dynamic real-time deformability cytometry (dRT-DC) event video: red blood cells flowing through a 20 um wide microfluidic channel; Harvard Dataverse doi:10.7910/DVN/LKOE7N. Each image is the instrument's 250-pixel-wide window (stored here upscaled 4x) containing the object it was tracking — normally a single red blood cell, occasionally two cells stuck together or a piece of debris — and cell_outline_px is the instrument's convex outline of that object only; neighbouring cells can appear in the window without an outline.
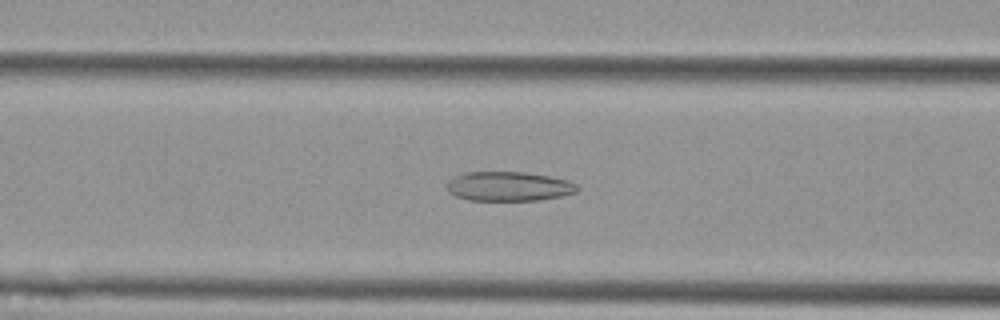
{"species": "Egyptian fruit bat (a non-hibernating species)", "species_latin": "Rousettus aegyptiacus", "temperature_condition": "cold", "stored_images_in_passage": 47, "camera_frame_rate_fps": 3000, "um_per_image_px": 0.085, "animal": {"sex": "female"}, "frame": {"image": 1, "passage_image": 15, "time_ms": 4.667, "image_size_px": [1000, 320], "cell_outline_px": [[580, 188], [576, 192], [560, 196], [536, 200], [468, 200], [456, 196], [448, 192], [448, 180], [464, 172], [524, 172], [548, 176], [568, 180], [576, 184]], "centroid_in_image_um": [43.24, 15.84], "position_along_channel_um": 123.4, "area_um2": 22.2}}
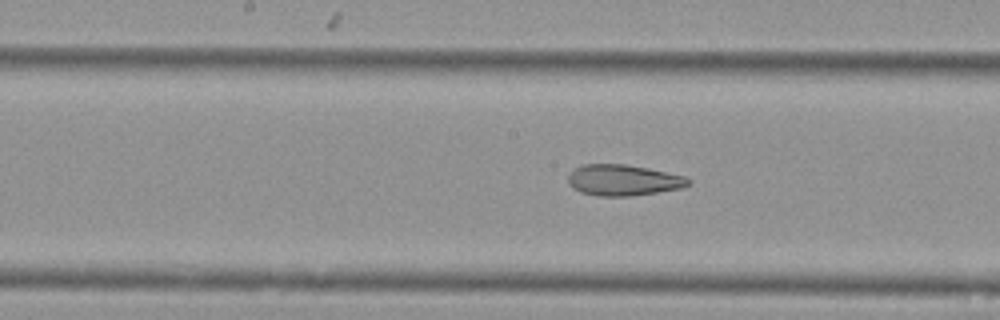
{"frame": {"image": 2, "passage_image": 21, "time_ms": 6.667, "image_size_px": [1000, 320], "cell_outline_px": [[692, 180], [688, 184], [680, 188], [656, 192], [628, 196], [600, 196], [580, 192], [572, 188], [568, 184], [568, 176], [572, 168], [580, 164], [624, 164], [648, 168], [684, 176]], "centroid_in_image_um": [52.9, 15.3], "position_along_channel_um": 195.3, "area_um2": 21.73}}
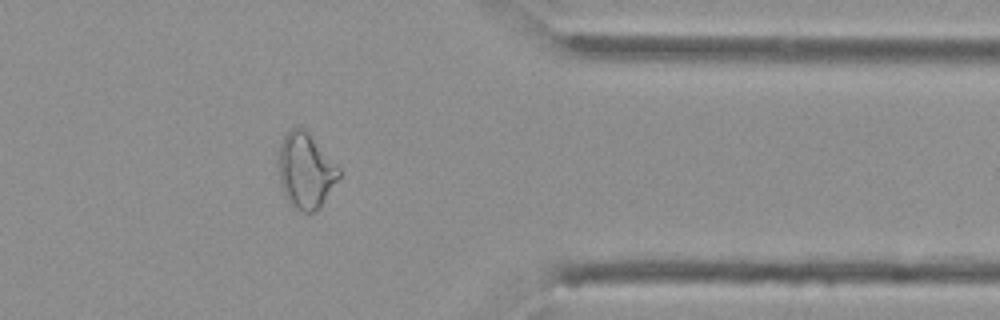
{"frame": {"image": 3, "passage_image": 38, "time_ms": 12.333, "image_size_px": [1000, 320], "cell_outline_px": [[340, 176], [320, 208], [316, 212], [300, 212], [292, 208], [284, 196], [276, 164], [276, 156], [280, 144], [284, 136], [292, 128], [300, 128], [340, 168]], "centroid_in_image_um": [25.92, 14.6], "position_along_channel_um": 385.5, "area_um2": 26.36}, "authors_computed_cell_mechanics": {"area_um2": 24.7384, "velocity_mm_per_s": 3.6014, "shape_relaxation_time_tau1_ms": null, "shape_relaxation_time_tau2_ms": 3.5799, "deformation_change_tau1": null, "deformation_change_tau2": 0.1325}}